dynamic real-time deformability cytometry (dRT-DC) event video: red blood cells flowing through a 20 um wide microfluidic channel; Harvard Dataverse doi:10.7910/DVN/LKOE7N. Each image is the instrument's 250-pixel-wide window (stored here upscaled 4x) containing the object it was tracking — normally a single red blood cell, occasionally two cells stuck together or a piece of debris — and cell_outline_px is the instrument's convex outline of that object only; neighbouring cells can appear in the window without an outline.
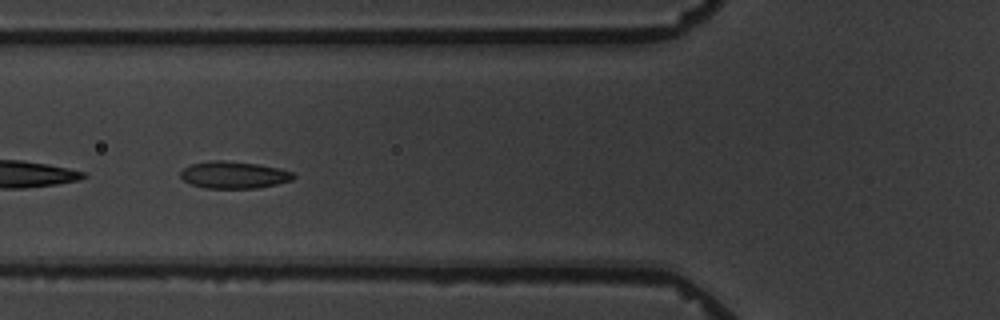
{"species": "common noctule bat (a hibernating species)", "species_latin": "Nyctalus noctula", "temperature_condition": "warm", "stored_images_in_passage": 10, "camera_frame_rate_fps": 3000, "um_per_image_px": 0.085, "animal": {"sex": "male", "body_mass_g": 19.5, "forearm_length_mm": 54.6}, "frame": {"image": 1, "passage_image": 7, "time_ms": 7.0, "image_size_px": [1000, 320], "cell_outline_px": [[296, 176], [292, 180], [260, 188], [204, 188], [192, 184], [184, 180], [180, 176], [180, 172], [184, 168], [192, 164], [212, 160], [224, 160], [256, 164], [280, 168], [292, 172]], "centroid_in_image_um": [19.89, 14.87], "position_along_channel_um": 105.9, "area_um2": 17.74}}
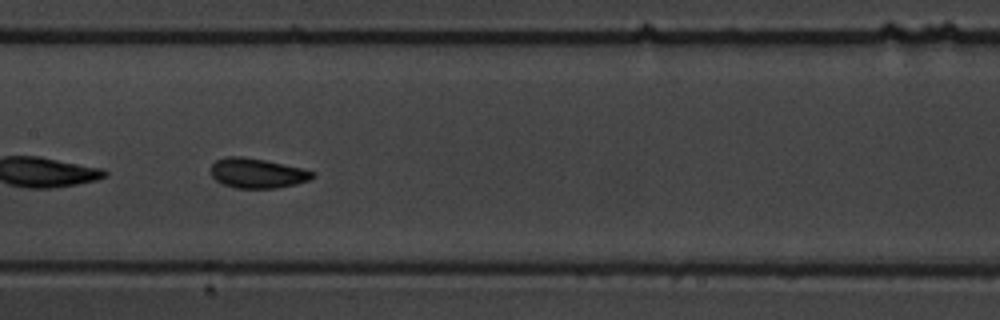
{"frame": {"image": 2, "passage_image": 9, "time_ms": 9.333, "image_size_px": [1000, 320], "cell_outline_px": [[316, 176], [308, 180], [296, 184], [276, 188], [236, 188], [220, 184], [212, 176], [212, 164], [216, 160], [228, 156], [240, 156], [264, 160], [300, 168], [316, 172]], "centroid_in_image_um": [21.86, 14.73], "position_along_channel_um": 185.5, "area_um2": 17.57}}
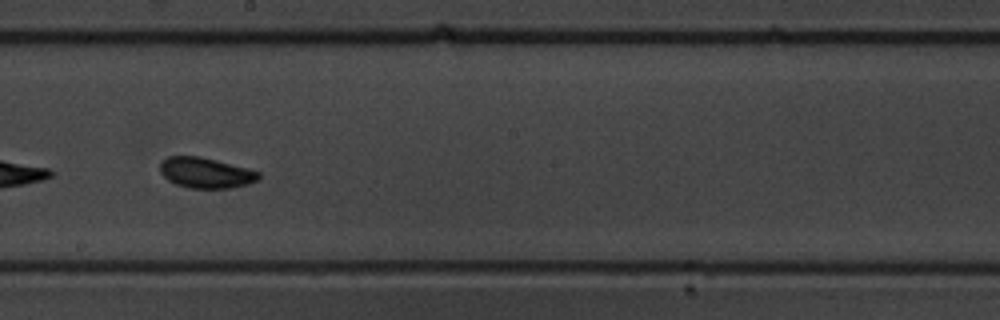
{"frame": {"image": 3, "passage_image": 10, "time_ms": 10.667, "image_size_px": [1000, 320], "cell_outline_px": [[260, 176], [256, 180], [248, 184], [228, 188], [188, 188], [176, 184], [168, 180], [160, 172], [160, 160], [168, 156], [200, 156], [248, 168], [260, 172]], "centroid_in_image_um": [17.46, 14.68], "position_along_channel_um": 230.7, "area_um2": 17.57}}